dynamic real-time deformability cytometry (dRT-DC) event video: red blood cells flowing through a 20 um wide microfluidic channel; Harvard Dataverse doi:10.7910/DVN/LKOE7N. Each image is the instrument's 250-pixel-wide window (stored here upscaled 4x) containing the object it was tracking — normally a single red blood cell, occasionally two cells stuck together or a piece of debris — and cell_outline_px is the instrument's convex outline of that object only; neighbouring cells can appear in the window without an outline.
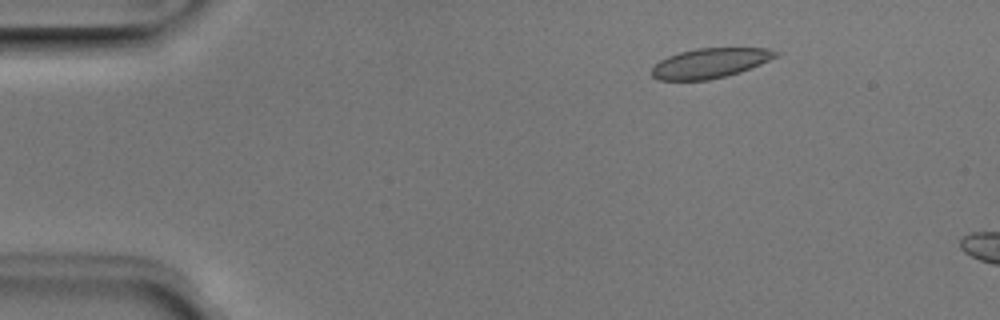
{"species": "Egyptian fruit bat (a non-hibernating species)", "species_latin": "Rousettus aegyptiacus", "temperature_condition": "room temperature", "stored_images_in_passage": 4, "camera_frame_rate_fps": 3000, "um_per_image_px": 0.085, "animal": {"sex": "male"}, "frame": {"image": 1, "passage_image": 3, "time_ms": 0.667, "image_size_px": [1000, 320], "cell_outline_px": [[780, 52], [776, 56], [760, 64], [740, 72], [708, 80], [656, 80], [652, 76], [652, 68], [660, 60], [668, 56], [680, 52], [696, 48], [768, 48]], "centroid_in_image_um": [60.33, 5.36], "position_along_channel_um": 24.7, "area_um2": 21.39}}